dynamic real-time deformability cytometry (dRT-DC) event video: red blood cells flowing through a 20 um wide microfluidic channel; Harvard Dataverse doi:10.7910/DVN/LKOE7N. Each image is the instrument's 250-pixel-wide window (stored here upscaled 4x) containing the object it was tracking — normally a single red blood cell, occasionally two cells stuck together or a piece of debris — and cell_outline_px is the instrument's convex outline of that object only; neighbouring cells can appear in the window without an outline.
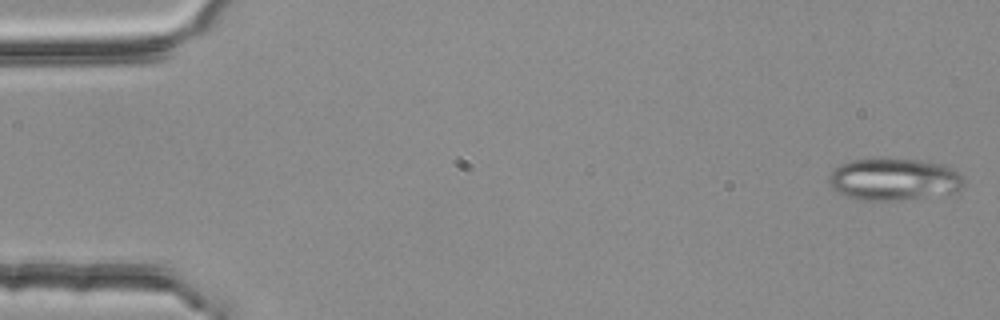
{"species": "common noctule bat (a hibernating species)", "species_latin": "Nyctalus noctula", "temperature_condition": "room temperature", "stored_images_in_passage": 46, "camera_frame_rate_fps": 3000, "um_per_image_px": 0.085, "animal": {"sex": "female", "body_mass_g": 25.1}, "frame": {"image": 1, "passage_image": 1, "time_ms": 0.0, "image_size_px": [1000, 320], "cell_outline_px": [[964, 184], [960, 192], [900, 200], [856, 200], [844, 196], [832, 188], [828, 180], [828, 176], [840, 164], [852, 160], [916, 160], [944, 164], [964, 176]], "centroid_in_image_um": [76.01, 15.27], "position_along_channel_um": 9.0, "area_um2": 33.0}}
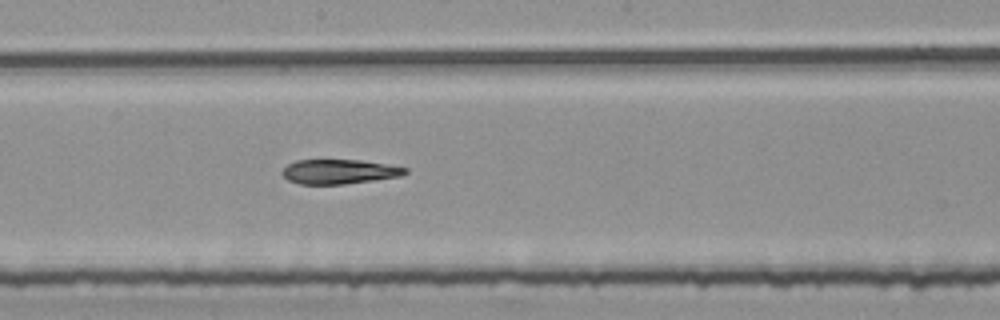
{"frame": {"image": 2, "passage_image": 29, "time_ms": 9.333, "image_size_px": [1000, 320], "cell_outline_px": [[408, 172], [400, 176], [344, 184], [300, 184], [288, 180], [280, 172], [288, 164], [296, 160], [360, 160], [408, 168]], "centroid_in_image_um": [28.8, 14.59], "position_along_channel_um": 219.4, "area_um2": 17.4}}
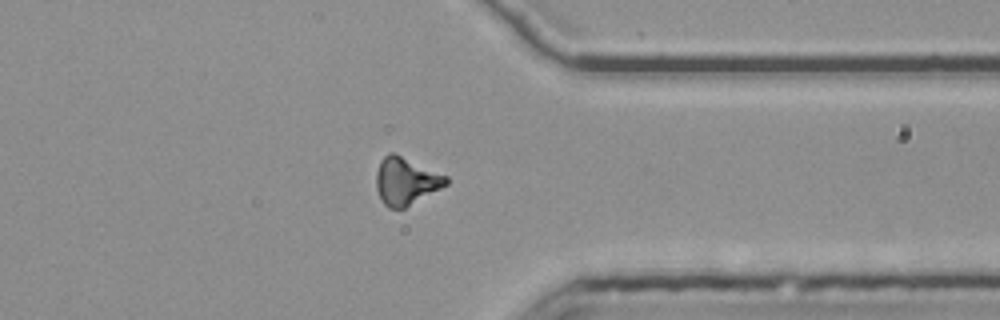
{"frame": {"image": 3, "passage_image": 42, "time_ms": 13.667, "image_size_px": [1000, 320], "cell_outline_px": [[448, 184], [404, 208], [388, 208], [380, 200], [376, 188], [376, 172], [380, 160], [388, 152], [392, 152], [448, 176]], "centroid_in_image_um": [34.47, 15.39], "position_along_channel_um": 376.9, "area_um2": 19.19}, "authors_computed_cell_mechanics": {"area_um2": 19.1896, "velocity_mm_per_s": 3.7933, "shape_relaxation_time_tau1_ms": null, "shape_relaxation_time_tau2_ms": 11.2852, "deformation_change_tau1": null, "deformation_change_tau2": 0.2161}}